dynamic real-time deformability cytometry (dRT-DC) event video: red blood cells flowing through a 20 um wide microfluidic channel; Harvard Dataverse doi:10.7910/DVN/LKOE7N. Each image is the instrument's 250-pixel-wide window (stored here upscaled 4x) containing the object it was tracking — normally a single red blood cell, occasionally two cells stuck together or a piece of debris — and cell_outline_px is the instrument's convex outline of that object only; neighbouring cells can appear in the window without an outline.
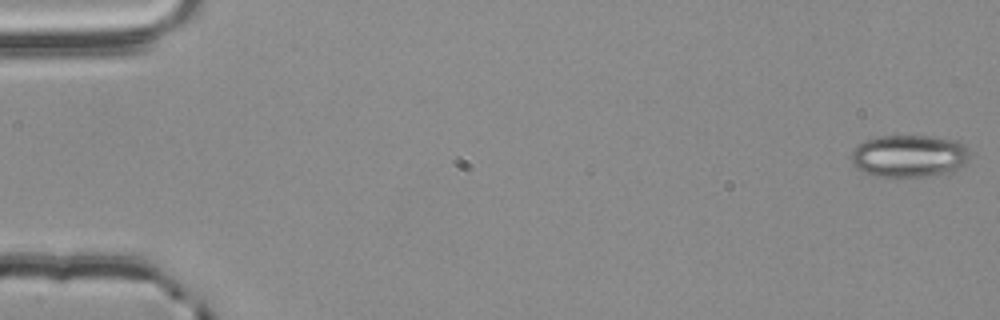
{"species": "common noctule bat (a hibernating species)", "species_latin": "Nyctalus noctula", "temperature_condition": "room temperature", "stored_images_in_passage": 22, "camera_frame_rate_fps": 3000, "um_per_image_px": 0.085, "animal": {"sex": "male", "body_mass_g": 20.4}, "frame": {"image": 1, "passage_image": 1, "time_ms": 0.0, "image_size_px": [1000, 320], "cell_outline_px": [[968, 160], [964, 164], [952, 172], [924, 176], [876, 176], [864, 172], [856, 168], [852, 164], [852, 152], [860, 144], [868, 140], [880, 136], [932, 136], [956, 140], [964, 144], [968, 148]], "centroid_in_image_um": [77.31, 13.25], "position_along_channel_um": 7.7, "area_um2": 29.02}}